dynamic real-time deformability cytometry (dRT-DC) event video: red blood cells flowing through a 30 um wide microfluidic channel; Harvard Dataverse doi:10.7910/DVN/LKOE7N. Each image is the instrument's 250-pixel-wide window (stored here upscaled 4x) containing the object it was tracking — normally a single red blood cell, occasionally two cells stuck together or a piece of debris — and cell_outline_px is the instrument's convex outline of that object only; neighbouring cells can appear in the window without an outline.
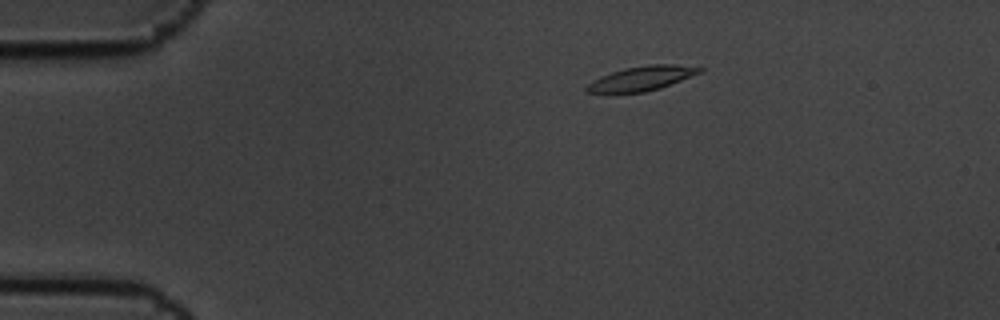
{"species": "common noctule bat (a hibernating species)", "species_latin": "Nyctalus noctula", "temperature_condition": "cold", "stored_images_in_passage": 5, "camera_frame_rate_fps": 3000, "um_per_image_px": 0.085, "animal": {"sex": "male", "body_mass_g": 19.5, "forearm_length_mm": 54.6}, "frame": {"image": 1, "passage_image": 5, "time_ms": 1.333, "image_size_px": [1000, 320], "cell_outline_px": [[704, 68], [700, 72], [660, 88], [644, 92], [584, 92], [584, 88], [592, 80], [600, 76], [624, 68], [652, 64], [676, 64]], "centroid_in_image_um": [54.5, 6.65], "position_along_channel_um": 30.5, "area_um2": 15.78}}